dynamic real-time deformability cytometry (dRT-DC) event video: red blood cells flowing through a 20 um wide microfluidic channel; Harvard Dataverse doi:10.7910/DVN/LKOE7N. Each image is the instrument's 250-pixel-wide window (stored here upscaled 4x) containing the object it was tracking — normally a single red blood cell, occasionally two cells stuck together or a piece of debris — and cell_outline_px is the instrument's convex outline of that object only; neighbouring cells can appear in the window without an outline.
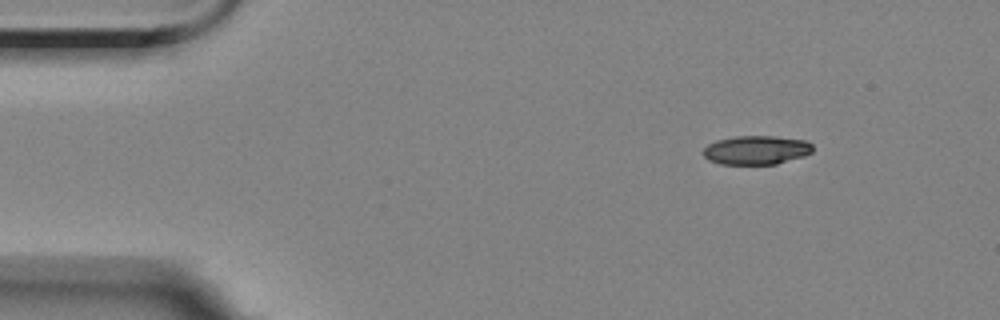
{"species": "Egyptian fruit bat (a non-hibernating species)", "species_latin": "Rousettus aegyptiacus", "temperature_condition": "room temperature", "stored_images_in_passage": 3, "camera_frame_rate_fps": 3000, "um_per_image_px": 0.085, "animal": {"sex": "female"}, "frame": {"image": 1, "passage_image": 1, "time_ms": 0.0, "image_size_px": [1000, 320], "cell_outline_px": [[812, 152], [804, 156], [776, 164], [720, 164], [708, 160], [704, 156], [704, 148], [708, 144], [716, 140], [736, 136], [776, 136], [808, 140], [812, 144]], "centroid_in_image_um": [64.3, 12.75], "position_along_channel_um": 20.7, "area_um2": 18.55}}